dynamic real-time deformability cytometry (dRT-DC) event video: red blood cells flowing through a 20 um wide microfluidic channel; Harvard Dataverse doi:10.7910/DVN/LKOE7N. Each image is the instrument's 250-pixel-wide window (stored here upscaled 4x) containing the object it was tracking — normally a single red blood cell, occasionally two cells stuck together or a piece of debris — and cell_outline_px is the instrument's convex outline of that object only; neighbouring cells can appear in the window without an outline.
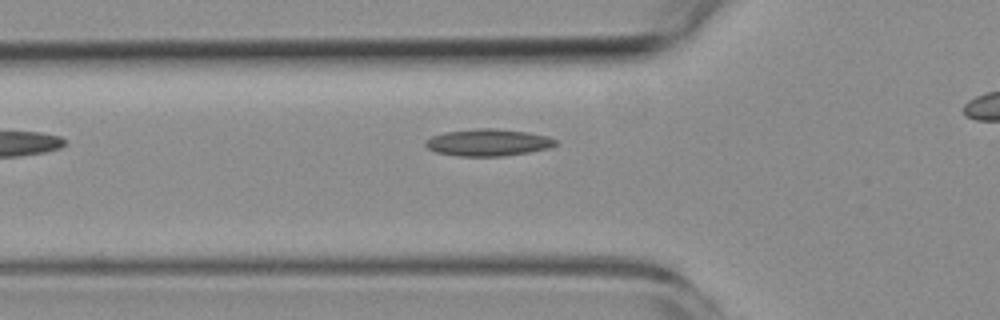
{"species": "common noctule bat (a hibernating species)", "species_latin": "Nyctalus noctula", "temperature_condition": "room temperature", "stored_images_in_passage": 4, "segment_of_instrument_passage": [1, 2], "camera_frame_rate_fps": 3000, "um_per_image_px": 0.085, "animal": {"sex": "female", "body_mass_g": 19.3, "forearm_length_mm": 54.1}, "frame": {"image": 1, "passage_image": 2, "time_ms": 1.333, "image_size_px": [1000, 320], "cell_outline_px": [[556, 144], [552, 148], [528, 152], [500, 156], [460, 156], [436, 152], [428, 148], [424, 144], [424, 140], [432, 136], [444, 132], [476, 128], [496, 128], [528, 132], [548, 136], [556, 140]], "centroid_in_image_um": [41.48, 12.1], "position_along_channel_um": 84.3, "area_um2": 20.52}}